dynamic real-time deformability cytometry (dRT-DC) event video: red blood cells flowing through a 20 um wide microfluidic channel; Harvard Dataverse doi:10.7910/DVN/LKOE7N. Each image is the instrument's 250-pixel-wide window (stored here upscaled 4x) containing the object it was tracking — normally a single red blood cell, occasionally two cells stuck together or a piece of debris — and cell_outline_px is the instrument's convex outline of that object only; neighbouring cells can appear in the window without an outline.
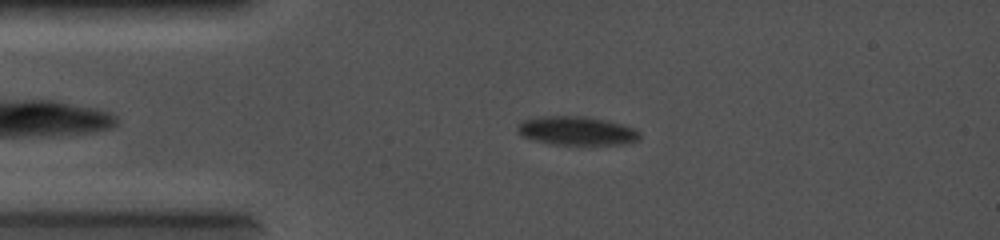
{"species": "common noctule bat (a hibernating species)", "species_latin": "Nyctalus noctula", "temperature_condition": "cold", "stored_images_in_passage": 58, "camera_frame_rate_fps": 5000, "um_per_image_px": 0.085, "animal": {"sex": "female", "body_mass_g": 19.0, "forearm_length_mm": 56.7}, "frame": {"image": 1, "passage_image": 4, "time_ms": 0.6, "image_size_px": [1000, 240], "cell_outline_px": [[640, 140], [620, 144], [548, 144], [520, 136], [516, 128], [520, 120], [536, 116], [584, 116], [604, 120], [620, 124], [632, 128], [640, 132]], "centroid_in_image_um": [48.93, 11.11], "position_along_channel_um": 36.1, "area_um2": 20.52}}
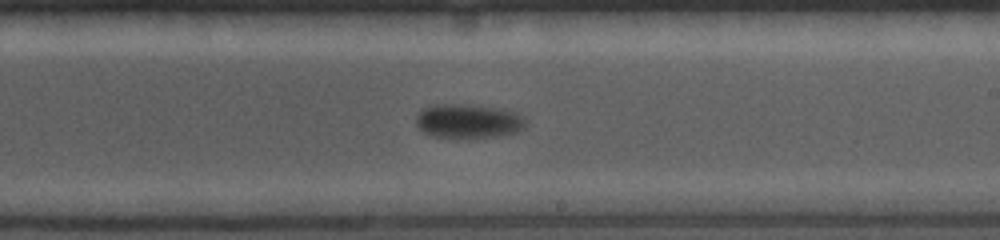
{"frame": {"image": 2, "passage_image": 30, "time_ms": 5.8, "image_size_px": [1000, 240], "cell_outline_px": [[528, 120], [524, 128], [516, 132], [496, 136], [472, 140], [468, 140], [432, 136], [416, 128], [416, 112], [432, 104], [480, 104], [500, 108], [516, 112]], "centroid_in_image_um": [39.79, 10.31], "position_along_channel_um": 249.2, "area_um2": 22.95}}
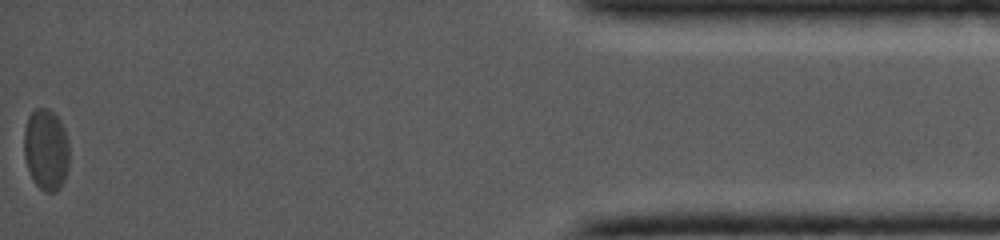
{"frame": {"image": 3, "passage_image": 58, "time_ms": 11.4, "image_size_px": [1000, 240], "cell_outline_px": [[68, 168], [64, 180], [60, 188], [56, 192], [44, 192], [32, 180], [24, 156], [24, 128], [28, 116], [36, 108], [48, 108], [60, 120], [64, 128], [68, 140]], "centroid_in_image_um": [3.91, 12.72], "position_along_channel_um": 431.3, "area_um2": 21.62}}